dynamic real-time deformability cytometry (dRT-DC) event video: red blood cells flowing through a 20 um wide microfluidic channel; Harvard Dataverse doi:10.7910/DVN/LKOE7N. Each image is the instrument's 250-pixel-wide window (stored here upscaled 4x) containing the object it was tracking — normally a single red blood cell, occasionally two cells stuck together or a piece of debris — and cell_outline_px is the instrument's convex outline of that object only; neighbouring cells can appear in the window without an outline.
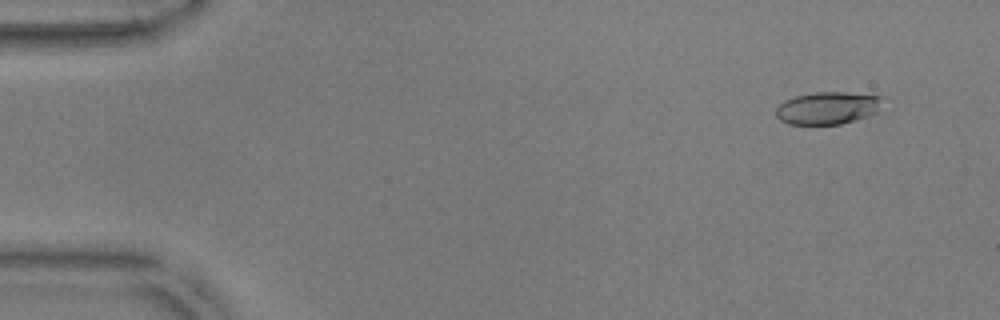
{"species": "common noctule bat (a hibernating species)", "species_latin": "Nyctalus noctula", "temperature_condition": "warm", "stored_images_in_passage": 51, "camera_frame_rate_fps": 3000, "um_per_image_px": 0.085, "animal": {"sex": "male", "body_mass_g": 17.9, "forearm_length_mm": 54.2}, "frame": {"image": 1, "passage_image": 4, "time_ms": 1.0, "image_size_px": [1000, 320], "cell_outline_px": [[884, 96], [876, 112], [868, 116], [840, 124], [788, 124], [780, 120], [776, 116], [776, 108], [784, 100], [796, 96], [816, 92], [848, 92]], "centroid_in_image_um": [70.34, 9.17], "position_along_channel_um": 14.7, "area_um2": 20.11}}
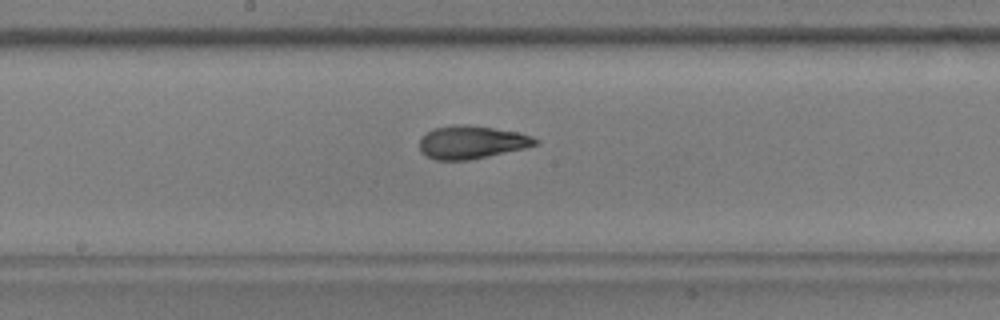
{"frame": {"image": 2, "passage_image": 28, "time_ms": 9.0, "image_size_px": [1000, 320], "cell_outline_px": [[540, 144], [524, 148], [488, 156], [468, 160], [436, 160], [420, 152], [420, 140], [432, 128], [452, 124], [468, 124], [520, 132], [532, 136], [540, 140]], "centroid_in_image_um": [40.12, 12.07], "position_along_channel_um": 208.1, "area_um2": 22.43}}
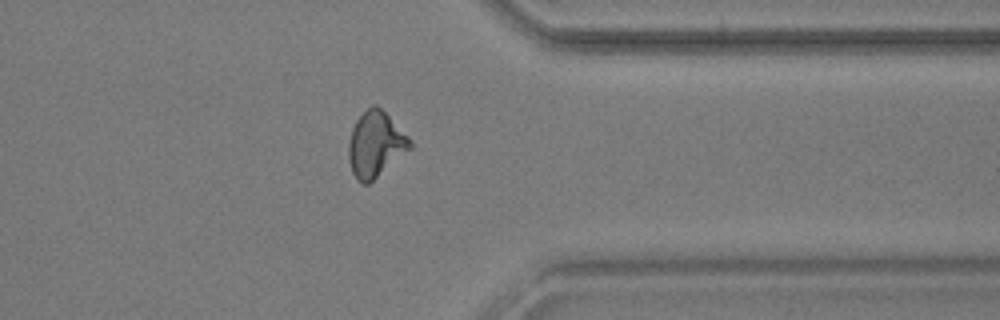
{"frame": {"image": 3, "passage_image": 42, "time_ms": 13.667, "image_size_px": [1000, 320], "cell_outline_px": [[412, 148], [368, 184], [364, 184], [356, 180], [352, 172], [348, 156], [348, 144], [352, 128], [356, 120], [372, 104], [376, 104], [412, 140]], "centroid_in_image_um": [31.91, 12.29], "position_along_channel_um": 379.5, "area_um2": 23.24}, "authors_computed_cell_mechanics": {"area_um2": 21.9062, "velocity_mm_per_s": 3.8156, "shape_relaxation_time_tau1_ms": 4.7146, "shape_relaxation_time_tau2_ms": 1.7796, "deformation_change_tau1": 0.1878, "deformation_change_tau2": 0.0939}}